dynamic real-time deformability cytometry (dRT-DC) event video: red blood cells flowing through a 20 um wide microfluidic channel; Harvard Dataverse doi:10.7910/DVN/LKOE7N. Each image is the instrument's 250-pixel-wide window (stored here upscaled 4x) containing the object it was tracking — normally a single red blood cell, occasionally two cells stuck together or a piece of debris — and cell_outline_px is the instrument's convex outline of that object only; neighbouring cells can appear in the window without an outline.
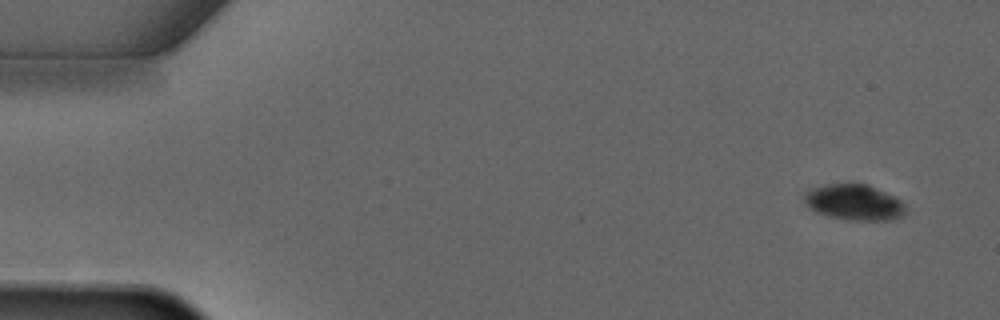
{"species": "common noctule bat (a hibernating species)", "species_latin": "Nyctalus noctula", "temperature_condition": "warm", "stored_images_in_passage": 4, "camera_frame_rate_fps": 3000, "um_per_image_px": 0.085, "animal": {"sex": "male", "forearm_length_mm": 52.5}, "frame": {"image": 1, "passage_image": 1, "time_ms": 0.0, "image_size_px": [1000, 320], "cell_outline_px": [[904, 212], [900, 216], [892, 220], [856, 220], [832, 216], [816, 212], [804, 200], [804, 192], [808, 188], [824, 184], [868, 184], [896, 196], [904, 204]], "centroid_in_image_um": [72.6, 17.17], "position_along_channel_um": 12.4, "area_um2": 20.92}}
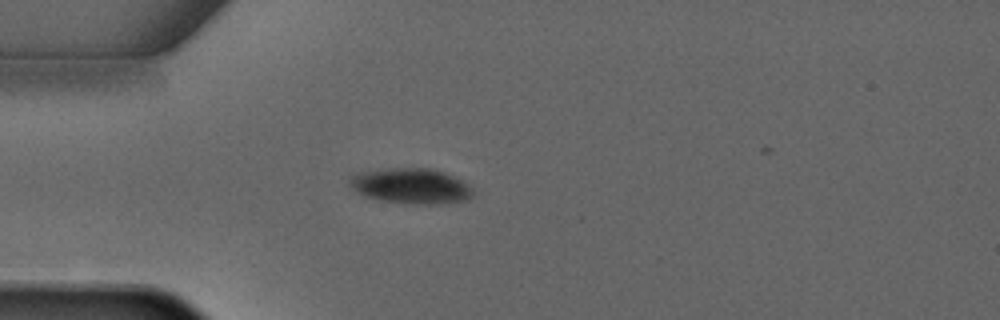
{"frame": {"image": 2, "passage_image": 4, "time_ms": 3.333, "image_size_px": [1000, 320], "cell_outline_px": [[472, 196], [464, 200], [384, 200], [368, 196], [352, 188], [348, 184], [348, 180], [352, 176], [360, 172], [388, 168], [428, 168], [444, 172], [464, 180], [472, 188]], "centroid_in_image_um": [34.9, 15.71], "position_along_channel_um": 50.1, "area_um2": 23.64}}